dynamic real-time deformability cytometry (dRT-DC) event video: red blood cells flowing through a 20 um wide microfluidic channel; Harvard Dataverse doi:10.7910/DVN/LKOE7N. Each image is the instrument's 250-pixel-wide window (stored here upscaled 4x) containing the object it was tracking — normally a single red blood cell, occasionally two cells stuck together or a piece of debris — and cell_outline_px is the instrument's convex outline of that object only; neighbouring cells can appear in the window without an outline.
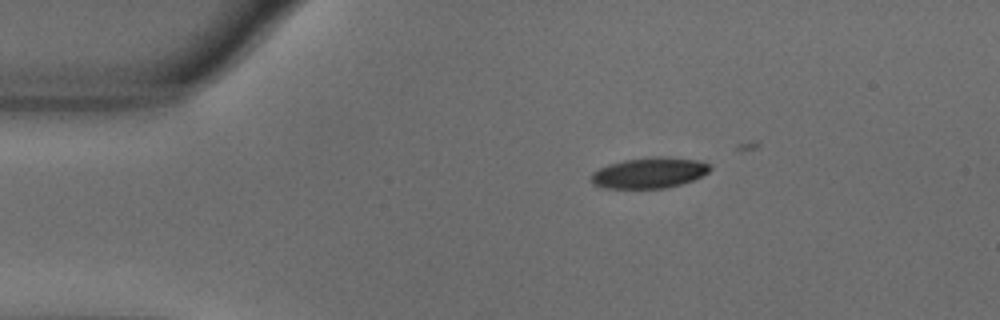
{"species": "common noctule bat (a hibernating species)", "species_latin": "Nyctalus noctula", "temperature_condition": "warm", "stored_images_in_passage": 11, "camera_frame_rate_fps": 3000, "um_per_image_px": 0.085, "animal": {"sex": "male", "body_mass_g": 18.8}, "frame": {"image": 1, "passage_image": 1, "time_ms": 0.0, "image_size_px": [1000, 320], "cell_outline_px": [[712, 168], [708, 172], [692, 180], [680, 184], [664, 188], [604, 188], [592, 184], [592, 172], [608, 164], [624, 160], [652, 156], [664, 156], [700, 160], [708, 164]], "centroid_in_image_um": [55.19, 14.68], "position_along_channel_um": 29.8, "area_um2": 21.27}}
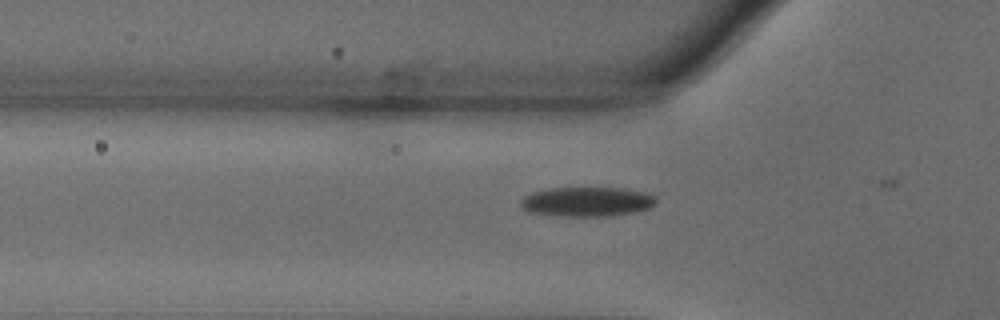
{"frame": {"image": 2, "passage_image": 9, "time_ms": 2.667, "image_size_px": [1000, 320], "cell_outline_px": [[656, 204], [648, 208], [632, 212], [608, 216], [556, 216], [528, 212], [520, 208], [520, 200], [524, 196], [532, 192], [548, 188], [624, 188], [644, 192], [656, 196]], "centroid_in_image_um": [49.84, 17.14], "position_along_channel_um": 76.0, "area_um2": 23.47}}